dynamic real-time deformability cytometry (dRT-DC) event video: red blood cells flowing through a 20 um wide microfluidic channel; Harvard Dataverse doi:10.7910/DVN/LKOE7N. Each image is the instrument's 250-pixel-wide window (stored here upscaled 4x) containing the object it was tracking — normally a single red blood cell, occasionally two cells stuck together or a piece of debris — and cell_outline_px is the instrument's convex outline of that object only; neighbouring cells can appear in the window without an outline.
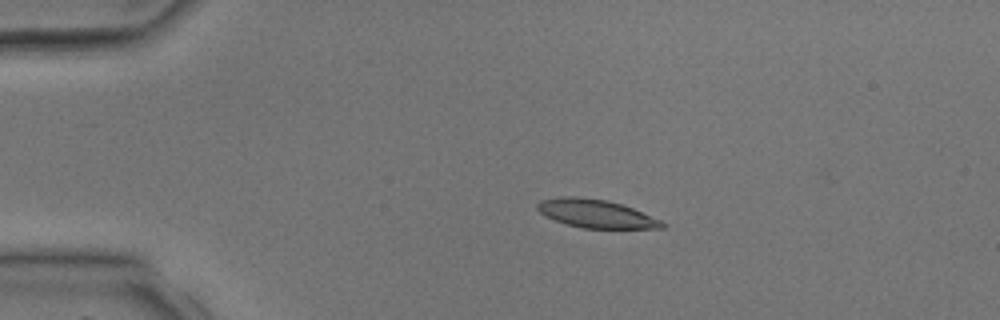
{"species": "common noctule bat (a hibernating species)", "species_latin": "Nyctalus noctula", "temperature_condition": "room temperature", "stored_images_in_passage": 4, "camera_frame_rate_fps": 3000, "um_per_image_px": 0.085, "animal": {"sex": "male", "body_mass_g": 17.9, "forearm_length_mm": 54.2}, "frame": {"image": 1, "passage_image": 3, "time_ms": 2.333, "image_size_px": [1000, 320], "cell_outline_px": [[668, 224], [664, 228], [584, 228], [568, 224], [556, 220], [540, 212], [536, 208], [536, 204], [540, 200], [564, 196], [572, 196], [608, 200], [632, 208], [660, 220]], "centroid_in_image_um": [50.66, 18.15], "position_along_channel_um": 34.3, "area_um2": 20.23}}